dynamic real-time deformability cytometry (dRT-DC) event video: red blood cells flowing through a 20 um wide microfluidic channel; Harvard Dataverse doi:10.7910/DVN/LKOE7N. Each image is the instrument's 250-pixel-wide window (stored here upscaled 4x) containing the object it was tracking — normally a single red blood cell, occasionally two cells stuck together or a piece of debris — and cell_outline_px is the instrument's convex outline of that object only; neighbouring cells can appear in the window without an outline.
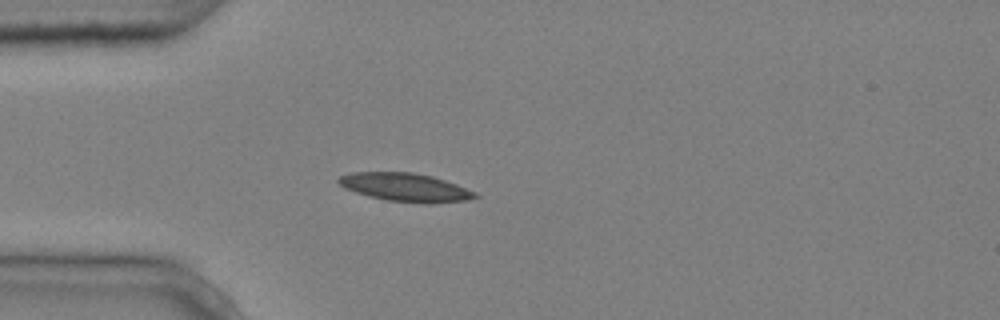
{"species": "common noctule bat (a hibernating species)", "species_latin": "Nyctalus noctula", "temperature_condition": "cold", "stored_images_in_passage": 1, "camera_frame_rate_fps": 3000, "um_per_image_px": 0.085, "animal": {"sex": "male", "body_mass_g": 20.4}, "frame": {"image": 1, "passage_image": 1, "time_ms": 0.0, "image_size_px": [1000, 320], "cell_outline_px": [[480, 196], [464, 200], [432, 204], [424, 204], [388, 200], [368, 196], [344, 188], [336, 180], [340, 176], [352, 172], [412, 172], [432, 176], [456, 184], [476, 192]], "centroid_in_image_um": [34.45, 15.92], "position_along_channel_um": 50.5, "area_um2": 22.54}}